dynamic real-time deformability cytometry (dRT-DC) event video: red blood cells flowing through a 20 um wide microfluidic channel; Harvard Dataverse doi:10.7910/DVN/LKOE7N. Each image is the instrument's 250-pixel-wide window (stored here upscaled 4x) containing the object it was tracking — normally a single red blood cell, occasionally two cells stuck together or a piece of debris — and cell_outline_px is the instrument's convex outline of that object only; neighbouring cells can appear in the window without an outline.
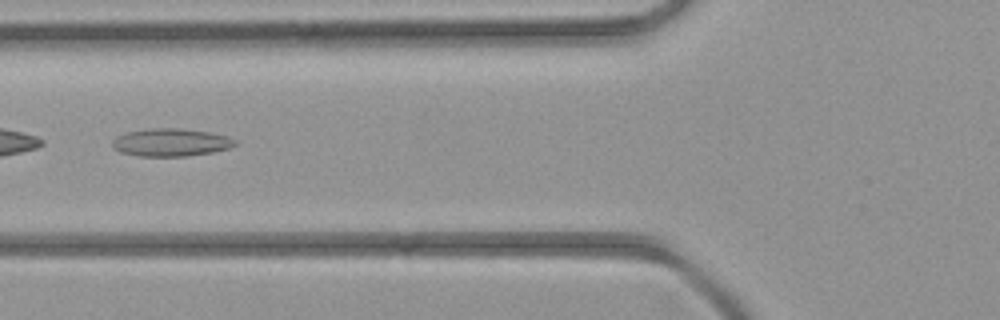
{"species": "common noctule bat (a hibernating species)", "species_latin": "Nyctalus noctula", "temperature_condition": "room temperature", "stored_images_in_passage": 2, "camera_frame_rate_fps": 3000, "um_per_image_px": 0.085, "animal": {"sex": "female", "body_mass_g": 21.9}, "frame": {"image": 1, "passage_image": 2, "time_ms": 2.0, "image_size_px": [1000, 320], "cell_outline_px": [[236, 144], [228, 148], [212, 152], [184, 156], [140, 156], [120, 152], [112, 148], [112, 140], [116, 136], [128, 132], [152, 128], [176, 128], [208, 132], [228, 136], [236, 140]], "centroid_in_image_um": [14.49, 12.1], "position_along_channel_um": 111.3, "area_um2": 19.71}}